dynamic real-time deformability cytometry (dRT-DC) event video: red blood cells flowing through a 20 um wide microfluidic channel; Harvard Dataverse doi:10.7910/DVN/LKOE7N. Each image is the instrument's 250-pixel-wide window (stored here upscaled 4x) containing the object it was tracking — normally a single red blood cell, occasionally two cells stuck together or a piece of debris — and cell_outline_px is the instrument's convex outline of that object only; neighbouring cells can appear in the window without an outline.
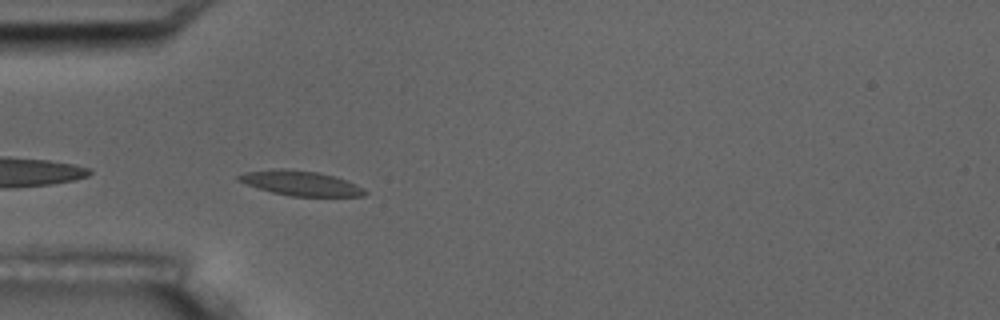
{"species": "common noctule bat (a hibernating species)", "species_latin": "Nyctalus noctula", "temperature_condition": "room temperature", "stored_images_in_passage": 4, "camera_frame_rate_fps": 3000, "um_per_image_px": 0.085, "animal": {"sex": "male", "body_mass_g": 17.5, "forearm_length_mm": 52.3}, "frame": {"image": 1, "passage_image": 4, "time_ms": 3.333, "image_size_px": [1000, 320], "cell_outline_px": [[368, 192], [364, 196], [292, 196], [272, 192], [236, 180], [236, 176], [244, 172], [280, 168], [284, 168], [316, 172], [348, 180], [364, 188]], "centroid_in_image_um": [25.57, 15.57], "position_along_channel_um": 59.4, "area_um2": 18.09}}